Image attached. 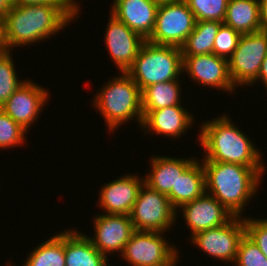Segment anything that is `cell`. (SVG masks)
Listing matches in <instances>:
<instances>
[{"instance_id":"26","label":"cell","mask_w":267,"mask_h":266,"mask_svg":"<svg viewBox=\"0 0 267 266\" xmlns=\"http://www.w3.org/2000/svg\"><path fill=\"white\" fill-rule=\"evenodd\" d=\"M12 51L0 54V108L8 98L25 82L16 73Z\"/></svg>"},{"instance_id":"4","label":"cell","mask_w":267,"mask_h":266,"mask_svg":"<svg viewBox=\"0 0 267 266\" xmlns=\"http://www.w3.org/2000/svg\"><path fill=\"white\" fill-rule=\"evenodd\" d=\"M120 75V76H119ZM107 81L93 97V107L98 109L107 130L118 129L124 123L133 120L140 126L143 121L142 94L139 86L126 72Z\"/></svg>"},{"instance_id":"24","label":"cell","mask_w":267,"mask_h":266,"mask_svg":"<svg viewBox=\"0 0 267 266\" xmlns=\"http://www.w3.org/2000/svg\"><path fill=\"white\" fill-rule=\"evenodd\" d=\"M33 249L23 266H65V230Z\"/></svg>"},{"instance_id":"10","label":"cell","mask_w":267,"mask_h":266,"mask_svg":"<svg viewBox=\"0 0 267 266\" xmlns=\"http://www.w3.org/2000/svg\"><path fill=\"white\" fill-rule=\"evenodd\" d=\"M245 235L244 216H234L223 226L199 232L190 241L195 247L220 261L235 262L238 244Z\"/></svg>"},{"instance_id":"16","label":"cell","mask_w":267,"mask_h":266,"mask_svg":"<svg viewBox=\"0 0 267 266\" xmlns=\"http://www.w3.org/2000/svg\"><path fill=\"white\" fill-rule=\"evenodd\" d=\"M144 184L136 174L123 175L102 186L99 193V207L106 214L130 215L137 200L140 188Z\"/></svg>"},{"instance_id":"13","label":"cell","mask_w":267,"mask_h":266,"mask_svg":"<svg viewBox=\"0 0 267 266\" xmlns=\"http://www.w3.org/2000/svg\"><path fill=\"white\" fill-rule=\"evenodd\" d=\"M94 237H89L93 246L106 258L110 253H122L124 246L135 232L130 215H95ZM120 251V252H119Z\"/></svg>"},{"instance_id":"19","label":"cell","mask_w":267,"mask_h":266,"mask_svg":"<svg viewBox=\"0 0 267 266\" xmlns=\"http://www.w3.org/2000/svg\"><path fill=\"white\" fill-rule=\"evenodd\" d=\"M196 158H176L167 156H154L150 159L151 172L144 176V184L149 188L168 195L171 189H175L178 176Z\"/></svg>"},{"instance_id":"3","label":"cell","mask_w":267,"mask_h":266,"mask_svg":"<svg viewBox=\"0 0 267 266\" xmlns=\"http://www.w3.org/2000/svg\"><path fill=\"white\" fill-rule=\"evenodd\" d=\"M199 127L198 143L204 148L202 160L237 163L251 168H266L263 155L229 115L208 120ZM200 141V142H199Z\"/></svg>"},{"instance_id":"11","label":"cell","mask_w":267,"mask_h":266,"mask_svg":"<svg viewBox=\"0 0 267 266\" xmlns=\"http://www.w3.org/2000/svg\"><path fill=\"white\" fill-rule=\"evenodd\" d=\"M49 97L46 88L28 78L0 109L28 131L43 112L41 109L47 105Z\"/></svg>"},{"instance_id":"25","label":"cell","mask_w":267,"mask_h":266,"mask_svg":"<svg viewBox=\"0 0 267 266\" xmlns=\"http://www.w3.org/2000/svg\"><path fill=\"white\" fill-rule=\"evenodd\" d=\"M223 22L196 21L194 30L181 47L183 56L203 55L214 53V41Z\"/></svg>"},{"instance_id":"21","label":"cell","mask_w":267,"mask_h":266,"mask_svg":"<svg viewBox=\"0 0 267 266\" xmlns=\"http://www.w3.org/2000/svg\"><path fill=\"white\" fill-rule=\"evenodd\" d=\"M106 259L88 235L74 229L65 231V266H101Z\"/></svg>"},{"instance_id":"38","label":"cell","mask_w":267,"mask_h":266,"mask_svg":"<svg viewBox=\"0 0 267 266\" xmlns=\"http://www.w3.org/2000/svg\"><path fill=\"white\" fill-rule=\"evenodd\" d=\"M108 260H109V258L106 259V260L101 264V266H109V264H108Z\"/></svg>"},{"instance_id":"28","label":"cell","mask_w":267,"mask_h":266,"mask_svg":"<svg viewBox=\"0 0 267 266\" xmlns=\"http://www.w3.org/2000/svg\"><path fill=\"white\" fill-rule=\"evenodd\" d=\"M27 130L16 123L0 109V149L22 146L26 140Z\"/></svg>"},{"instance_id":"15","label":"cell","mask_w":267,"mask_h":266,"mask_svg":"<svg viewBox=\"0 0 267 266\" xmlns=\"http://www.w3.org/2000/svg\"><path fill=\"white\" fill-rule=\"evenodd\" d=\"M191 237L199 232L225 225L234 216L212 195L205 192L180 208Z\"/></svg>"},{"instance_id":"23","label":"cell","mask_w":267,"mask_h":266,"mask_svg":"<svg viewBox=\"0 0 267 266\" xmlns=\"http://www.w3.org/2000/svg\"><path fill=\"white\" fill-rule=\"evenodd\" d=\"M181 80L152 84L142 92V110H159L174 105H183Z\"/></svg>"},{"instance_id":"29","label":"cell","mask_w":267,"mask_h":266,"mask_svg":"<svg viewBox=\"0 0 267 266\" xmlns=\"http://www.w3.org/2000/svg\"><path fill=\"white\" fill-rule=\"evenodd\" d=\"M234 263L235 266H267V257L256 243L245 234L238 244Z\"/></svg>"},{"instance_id":"5","label":"cell","mask_w":267,"mask_h":266,"mask_svg":"<svg viewBox=\"0 0 267 266\" xmlns=\"http://www.w3.org/2000/svg\"><path fill=\"white\" fill-rule=\"evenodd\" d=\"M126 73L141 92L152 84L180 80L179 76L183 73L182 50L176 46L158 45L145 40Z\"/></svg>"},{"instance_id":"1","label":"cell","mask_w":267,"mask_h":266,"mask_svg":"<svg viewBox=\"0 0 267 266\" xmlns=\"http://www.w3.org/2000/svg\"><path fill=\"white\" fill-rule=\"evenodd\" d=\"M80 11L78 4L13 5L3 17L8 50L50 39L79 17Z\"/></svg>"},{"instance_id":"30","label":"cell","mask_w":267,"mask_h":266,"mask_svg":"<svg viewBox=\"0 0 267 266\" xmlns=\"http://www.w3.org/2000/svg\"><path fill=\"white\" fill-rule=\"evenodd\" d=\"M241 34L231 27L222 24L214 41V54L228 59L237 48Z\"/></svg>"},{"instance_id":"33","label":"cell","mask_w":267,"mask_h":266,"mask_svg":"<svg viewBox=\"0 0 267 266\" xmlns=\"http://www.w3.org/2000/svg\"><path fill=\"white\" fill-rule=\"evenodd\" d=\"M257 80L261 81L262 85L264 84V87L266 88V92H267V55L261 64V68H260L257 78L250 85L253 86L254 84H256Z\"/></svg>"},{"instance_id":"6","label":"cell","mask_w":267,"mask_h":266,"mask_svg":"<svg viewBox=\"0 0 267 266\" xmlns=\"http://www.w3.org/2000/svg\"><path fill=\"white\" fill-rule=\"evenodd\" d=\"M163 234L135 231L124 246L122 259L131 266H176L179 250L163 238Z\"/></svg>"},{"instance_id":"31","label":"cell","mask_w":267,"mask_h":266,"mask_svg":"<svg viewBox=\"0 0 267 266\" xmlns=\"http://www.w3.org/2000/svg\"><path fill=\"white\" fill-rule=\"evenodd\" d=\"M245 234L252 239L267 257V218L244 217Z\"/></svg>"},{"instance_id":"35","label":"cell","mask_w":267,"mask_h":266,"mask_svg":"<svg viewBox=\"0 0 267 266\" xmlns=\"http://www.w3.org/2000/svg\"><path fill=\"white\" fill-rule=\"evenodd\" d=\"M7 51L9 50L5 41L4 18L0 16V54H4Z\"/></svg>"},{"instance_id":"37","label":"cell","mask_w":267,"mask_h":266,"mask_svg":"<svg viewBox=\"0 0 267 266\" xmlns=\"http://www.w3.org/2000/svg\"><path fill=\"white\" fill-rule=\"evenodd\" d=\"M158 4H162V3H169V2H177L180 0H155Z\"/></svg>"},{"instance_id":"32","label":"cell","mask_w":267,"mask_h":266,"mask_svg":"<svg viewBox=\"0 0 267 266\" xmlns=\"http://www.w3.org/2000/svg\"><path fill=\"white\" fill-rule=\"evenodd\" d=\"M14 5H25V4H79L76 0H13Z\"/></svg>"},{"instance_id":"22","label":"cell","mask_w":267,"mask_h":266,"mask_svg":"<svg viewBox=\"0 0 267 266\" xmlns=\"http://www.w3.org/2000/svg\"><path fill=\"white\" fill-rule=\"evenodd\" d=\"M223 24L241 35L260 31L259 0H229Z\"/></svg>"},{"instance_id":"2","label":"cell","mask_w":267,"mask_h":266,"mask_svg":"<svg viewBox=\"0 0 267 266\" xmlns=\"http://www.w3.org/2000/svg\"><path fill=\"white\" fill-rule=\"evenodd\" d=\"M206 192L215 197L233 216L242 212L255 196L266 168H251L237 163L202 160Z\"/></svg>"},{"instance_id":"12","label":"cell","mask_w":267,"mask_h":266,"mask_svg":"<svg viewBox=\"0 0 267 266\" xmlns=\"http://www.w3.org/2000/svg\"><path fill=\"white\" fill-rule=\"evenodd\" d=\"M203 87L235 93V86L229 75L228 59L214 53L183 56V73Z\"/></svg>"},{"instance_id":"8","label":"cell","mask_w":267,"mask_h":266,"mask_svg":"<svg viewBox=\"0 0 267 266\" xmlns=\"http://www.w3.org/2000/svg\"><path fill=\"white\" fill-rule=\"evenodd\" d=\"M177 210L167 195L149 188H140L137 200L130 213L135 231L166 232L176 223Z\"/></svg>"},{"instance_id":"14","label":"cell","mask_w":267,"mask_h":266,"mask_svg":"<svg viewBox=\"0 0 267 266\" xmlns=\"http://www.w3.org/2000/svg\"><path fill=\"white\" fill-rule=\"evenodd\" d=\"M105 32L104 43L111 60L120 72H126L133 65L145 39L112 14Z\"/></svg>"},{"instance_id":"7","label":"cell","mask_w":267,"mask_h":266,"mask_svg":"<svg viewBox=\"0 0 267 266\" xmlns=\"http://www.w3.org/2000/svg\"><path fill=\"white\" fill-rule=\"evenodd\" d=\"M195 24V16L185 0L159 4L155 26L147 41L181 48Z\"/></svg>"},{"instance_id":"34","label":"cell","mask_w":267,"mask_h":266,"mask_svg":"<svg viewBox=\"0 0 267 266\" xmlns=\"http://www.w3.org/2000/svg\"><path fill=\"white\" fill-rule=\"evenodd\" d=\"M261 30L267 31V0H259Z\"/></svg>"},{"instance_id":"9","label":"cell","mask_w":267,"mask_h":266,"mask_svg":"<svg viewBox=\"0 0 267 266\" xmlns=\"http://www.w3.org/2000/svg\"><path fill=\"white\" fill-rule=\"evenodd\" d=\"M267 55V31L241 35L237 48L228 58L229 75L237 88L250 84L257 78Z\"/></svg>"},{"instance_id":"27","label":"cell","mask_w":267,"mask_h":266,"mask_svg":"<svg viewBox=\"0 0 267 266\" xmlns=\"http://www.w3.org/2000/svg\"><path fill=\"white\" fill-rule=\"evenodd\" d=\"M196 21L223 22L229 0H185Z\"/></svg>"},{"instance_id":"18","label":"cell","mask_w":267,"mask_h":266,"mask_svg":"<svg viewBox=\"0 0 267 266\" xmlns=\"http://www.w3.org/2000/svg\"><path fill=\"white\" fill-rule=\"evenodd\" d=\"M110 13L147 40L153 32L159 4L155 0H114Z\"/></svg>"},{"instance_id":"17","label":"cell","mask_w":267,"mask_h":266,"mask_svg":"<svg viewBox=\"0 0 267 266\" xmlns=\"http://www.w3.org/2000/svg\"><path fill=\"white\" fill-rule=\"evenodd\" d=\"M141 129L149 135L158 134L165 137L180 138L194 124V115L182 105H174L159 110H142Z\"/></svg>"},{"instance_id":"20","label":"cell","mask_w":267,"mask_h":266,"mask_svg":"<svg viewBox=\"0 0 267 266\" xmlns=\"http://www.w3.org/2000/svg\"><path fill=\"white\" fill-rule=\"evenodd\" d=\"M201 160L195 159L178 176L175 189H171L167 195L172 206L177 209L190 201L199 198L206 192L205 172Z\"/></svg>"},{"instance_id":"36","label":"cell","mask_w":267,"mask_h":266,"mask_svg":"<svg viewBox=\"0 0 267 266\" xmlns=\"http://www.w3.org/2000/svg\"><path fill=\"white\" fill-rule=\"evenodd\" d=\"M13 5V0H0V16L4 17Z\"/></svg>"}]
</instances>
